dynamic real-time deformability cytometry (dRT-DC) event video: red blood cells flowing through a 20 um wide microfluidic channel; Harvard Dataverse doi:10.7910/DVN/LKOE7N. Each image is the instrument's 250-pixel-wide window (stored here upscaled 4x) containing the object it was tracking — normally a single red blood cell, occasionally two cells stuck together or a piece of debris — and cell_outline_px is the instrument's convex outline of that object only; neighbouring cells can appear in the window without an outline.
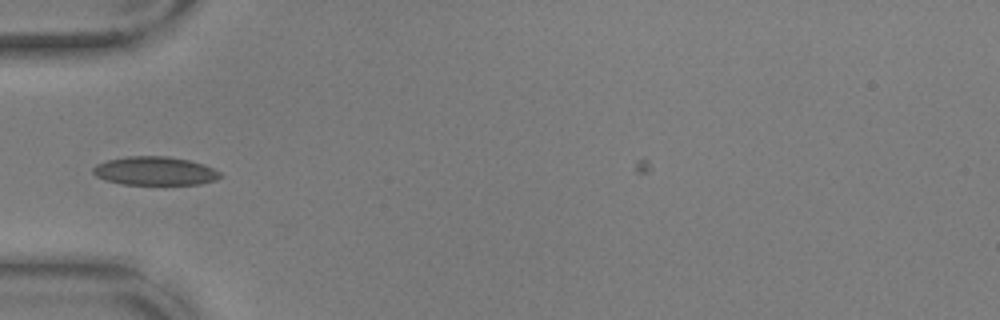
{"species": "common noctule bat (a hibernating species)", "species_latin": "Nyctalus noctula", "temperature_condition": "warm", "stored_images_in_passage": 34, "camera_frame_rate_fps": 3000, "um_per_image_px": 0.085, "animal": {"sex": "male", "body_mass_g": 17.9, "forearm_length_mm": 54.2}, "frame": {"image": 1, "passage_image": 1, "time_ms": 0.0, "image_size_px": [1000, 320], "cell_outline_px": [[224, 176], [216, 180], [200, 184], [120, 184], [104, 180], [96, 176], [92, 172], [92, 168], [96, 164], [108, 160], [128, 156], [168, 156], [188, 160], [204, 164], [220, 172]], "centroid_in_image_um": [13.16, 14.53], "position_along_channel_um": 71.8, "area_um2": 21.27}}
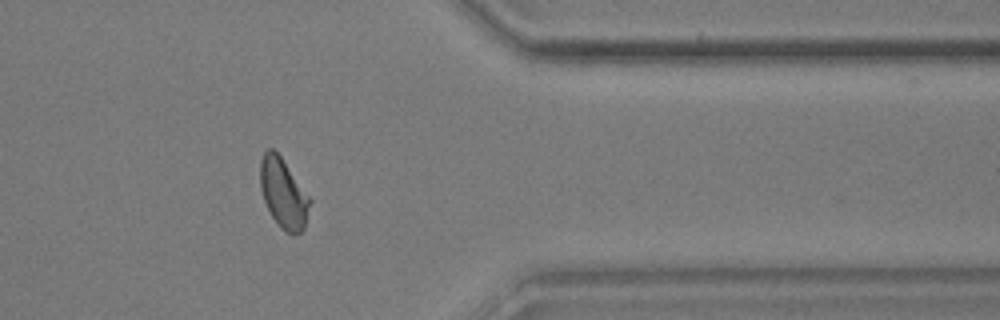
{"frame": {"image": 2, "passage_image": 28, "time_ms": 9.0, "image_size_px": [1000, 320], "cell_outline_px": [[312, 200], [304, 228], [300, 232], [292, 236], [284, 232], [280, 228], [272, 216], [264, 200], [260, 188], [260, 160], [264, 152], [268, 148], [272, 148], [280, 156]], "centroid_in_image_um": [24.09, 16.46], "position_along_channel_um": 387.3, "area_um2": 20.11}}